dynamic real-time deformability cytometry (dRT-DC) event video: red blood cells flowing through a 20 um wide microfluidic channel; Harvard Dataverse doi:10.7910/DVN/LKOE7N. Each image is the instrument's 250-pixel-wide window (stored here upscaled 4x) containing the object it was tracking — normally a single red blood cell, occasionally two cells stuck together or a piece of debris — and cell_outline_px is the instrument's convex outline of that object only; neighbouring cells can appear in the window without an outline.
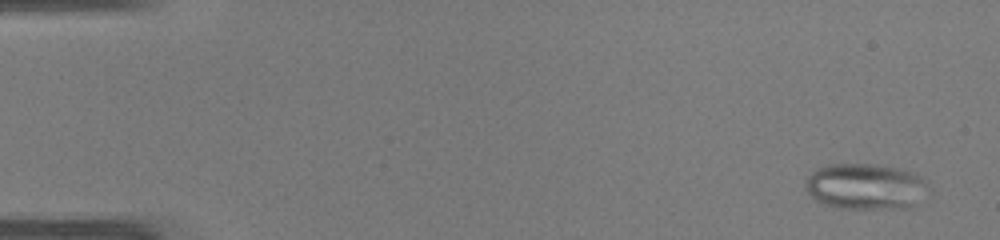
{"species": "common noctule bat (a hibernating species)", "species_latin": "Nyctalus noctula", "temperature_condition": "warm", "stored_images_in_passage": 48, "camera_frame_rate_fps": 3000, "um_per_image_px": 0.085, "animal": {"sex": "male", "body_mass_g": 19.0, "forearm_length_mm": 50.8}, "frame": {"image": 1, "passage_image": 3, "time_ms": 0.667, "image_size_px": [1000, 240], "cell_outline_px": [[928, 188], [912, 208], [844, 208], [824, 204], [816, 200], [804, 188], [804, 184], [808, 176], [812, 172], [828, 164], [872, 164], [896, 168], [912, 172], [920, 176]], "centroid_in_image_um": [73.54, 15.85], "position_along_channel_um": 11.5, "area_um2": 32.54}}
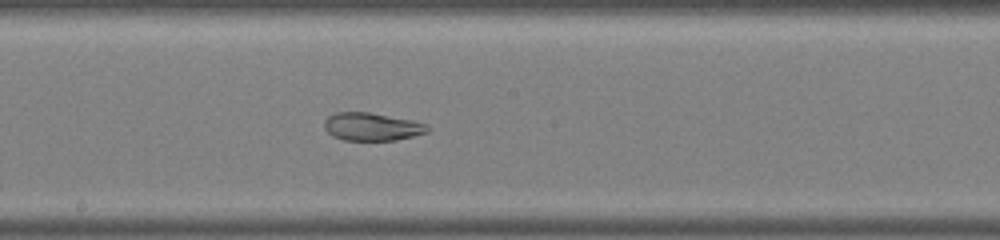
{"frame": {"image": 2, "passage_image": 27, "time_ms": 8.667, "image_size_px": [1000, 240], "cell_outline_px": [[432, 128], [428, 132], [396, 140], [344, 140], [332, 136], [324, 128], [324, 120], [328, 116], [336, 112], [368, 112], [412, 120], [428, 124]], "centroid_in_image_um": [31.62, 10.77], "position_along_channel_um": 216.6, "area_um2": 16.88}}
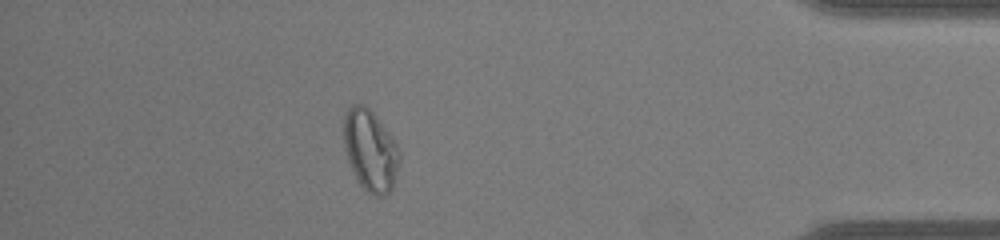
{"frame": {"image": 3, "passage_image": 43, "time_ms": 14.0, "image_size_px": [1000, 240], "cell_outline_px": [[400, 160], [392, 188], [384, 196], [372, 196], [360, 184], [348, 160], [344, 148], [344, 116], [348, 108], [352, 104], [364, 104], [376, 116], [388, 132], [396, 144], [400, 152]], "centroid_in_image_um": [31.48, 12.78], "position_along_channel_um": 403.7, "area_um2": 26.13}, "authors_computed_cell_mechanics": {"area_um2": 25.721, "velocity_mm_per_s": 4.2408, "shape_relaxation_time_tau1_ms": null, "shape_relaxation_time_tau2_ms": 1.2659, "deformation_change_tau1": null, "deformation_change_tau2": 0.0674}}